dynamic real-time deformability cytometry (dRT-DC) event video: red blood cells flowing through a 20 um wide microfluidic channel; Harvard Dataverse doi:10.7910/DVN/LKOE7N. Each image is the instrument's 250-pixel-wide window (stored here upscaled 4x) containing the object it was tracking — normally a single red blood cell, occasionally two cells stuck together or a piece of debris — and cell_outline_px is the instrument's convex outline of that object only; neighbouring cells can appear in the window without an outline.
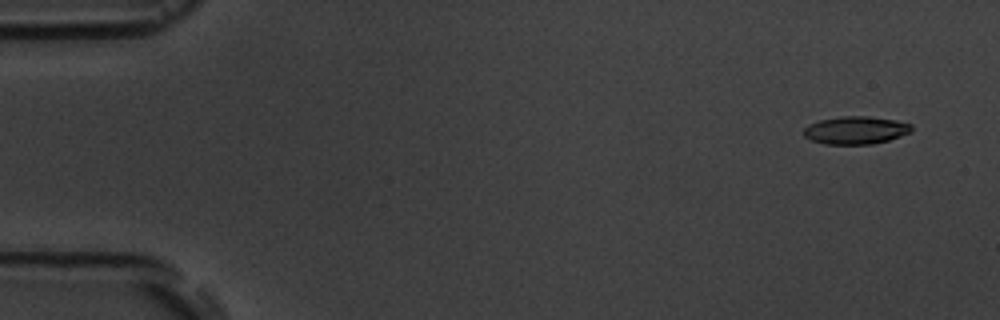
{"species": "common noctule bat (a hibernating species)", "species_latin": "Nyctalus noctula", "temperature_condition": "room temperature", "stored_images_in_passage": 5, "camera_frame_rate_fps": 3000, "um_per_image_px": 0.085, "animal": {"sex": "male", "body_mass_g": 19.5, "forearm_length_mm": 54.6}, "frame": {"image": 1, "passage_image": 2, "time_ms": 1.0, "image_size_px": [1000, 320], "cell_outline_px": [[912, 132], [888, 140], [872, 144], [824, 144], [812, 140], [804, 136], [804, 128], [808, 124], [820, 120], [840, 116], [868, 116], [896, 120], [912, 124]], "centroid_in_image_um": [72.74, 11.06], "position_along_channel_um": 12.3, "area_um2": 17.51}}
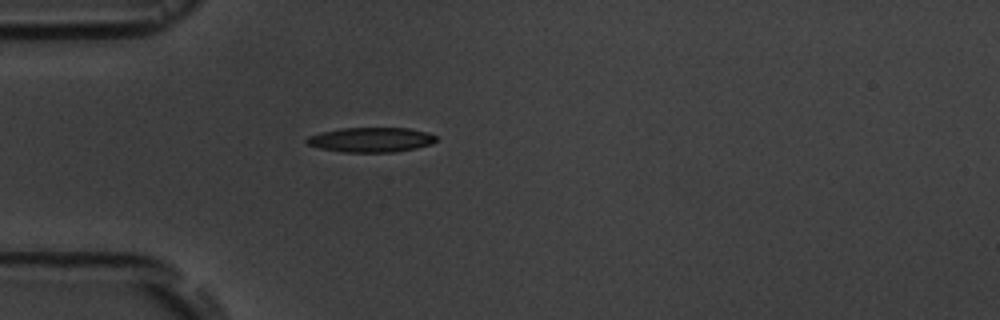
{"frame": {"image": 2, "passage_image": 5, "time_ms": 5.333, "image_size_px": [1000, 320], "cell_outline_px": [[436, 140], [432, 144], [416, 148], [396, 152], [344, 152], [320, 148], [308, 144], [304, 140], [308, 136], [320, 132], [340, 128], [408, 128], [428, 132], [436, 136]], "centroid_in_image_um": [31.53, 11.87], "position_along_channel_um": 53.5, "area_um2": 18.73}}